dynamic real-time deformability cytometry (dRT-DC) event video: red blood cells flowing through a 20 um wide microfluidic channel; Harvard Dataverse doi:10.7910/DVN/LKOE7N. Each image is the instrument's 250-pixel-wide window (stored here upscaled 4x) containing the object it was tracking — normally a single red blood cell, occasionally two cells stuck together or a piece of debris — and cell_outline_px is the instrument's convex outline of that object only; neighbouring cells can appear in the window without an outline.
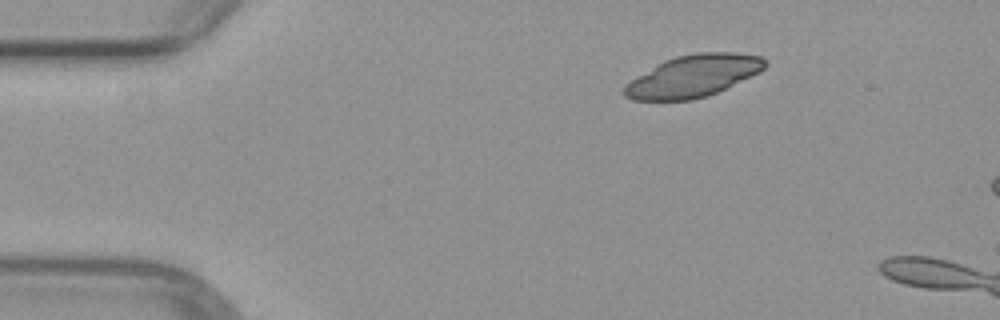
{"species": "common noctule bat (a hibernating species)", "species_latin": "Nyctalus noctula", "temperature_condition": "warm", "stored_images_in_passage": 3, "camera_frame_rate_fps": 3000, "um_per_image_px": 0.085, "animal": {"sex": "female", "body_mass_g": 29.2, "forearm_length_mm": 56.3}, "frame": {"image": 1, "passage_image": 1, "time_ms": 0.0, "image_size_px": [1000, 320], "cell_outline_px": [[768, 64], [760, 72], [708, 96], [692, 100], [632, 100], [624, 96], [620, 92], [624, 84], [664, 60], [676, 56], [696, 52], [736, 52], [760, 56], [768, 60]], "centroid_in_image_um": [58.91, 6.46], "position_along_channel_um": 26.1, "area_um2": 34.62}}